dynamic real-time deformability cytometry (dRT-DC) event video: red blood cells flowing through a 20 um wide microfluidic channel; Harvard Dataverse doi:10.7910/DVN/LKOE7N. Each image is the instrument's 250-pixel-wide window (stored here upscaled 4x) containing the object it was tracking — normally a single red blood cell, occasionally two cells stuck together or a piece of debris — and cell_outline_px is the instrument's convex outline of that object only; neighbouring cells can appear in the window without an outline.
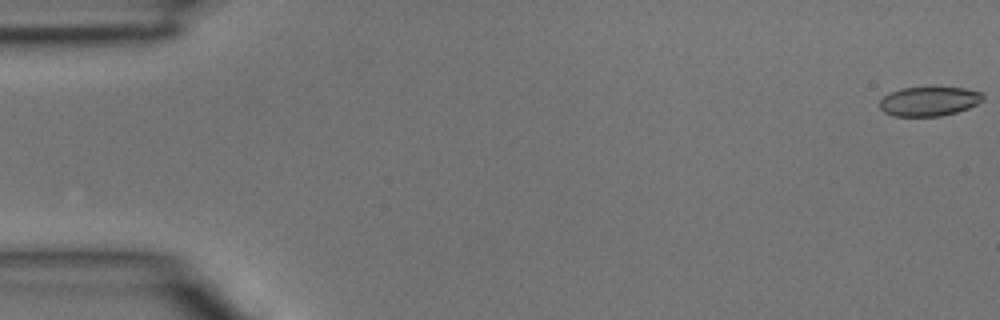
{"species": "common noctule bat (a hibernating species)", "species_latin": "Nyctalus noctula", "temperature_condition": "room temperature", "stored_images_in_passage": 46, "camera_frame_rate_fps": 3000, "um_per_image_px": 0.085, "animal": {"sex": "male", "body_mass_g": 15.6}, "frame": {"image": 1, "passage_image": 1, "time_ms": 0.0, "image_size_px": [1000, 320], "cell_outline_px": [[984, 100], [968, 108], [956, 112], [940, 116], [892, 116], [884, 112], [880, 108], [880, 100], [884, 96], [900, 88], [964, 88], [980, 92], [984, 96]], "centroid_in_image_um": [78.96, 8.62], "position_along_channel_um": 6.0, "area_um2": 17.46}}
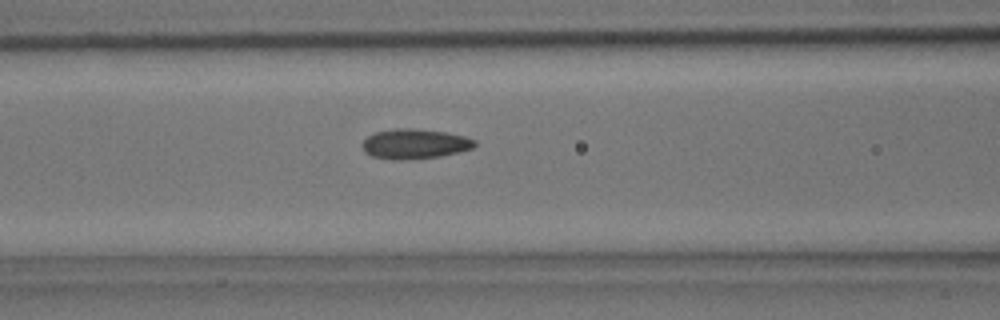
{"frame": {"image": 2, "passage_image": 19, "time_ms": 6.0, "image_size_px": [1000, 320], "cell_outline_px": [[476, 144], [472, 148], [440, 156], [408, 160], [392, 160], [372, 156], [364, 152], [360, 144], [368, 136], [376, 132], [396, 128], [412, 128], [444, 132], [464, 136], [476, 140]], "centroid_in_image_um": [35.2, 12.23], "position_along_channel_um": 131.4, "area_um2": 19.59}}
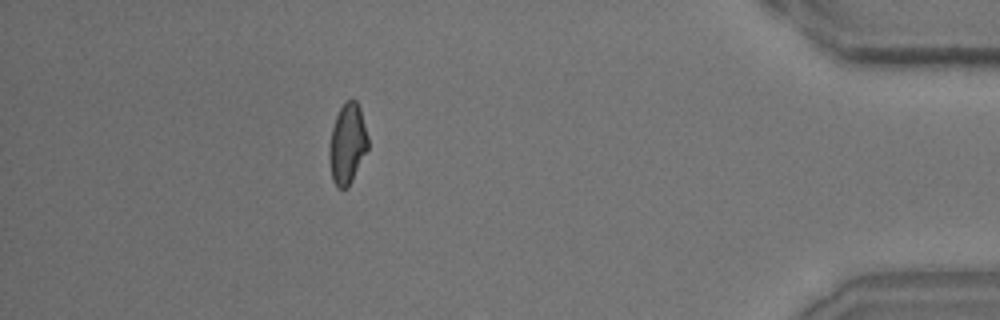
{"frame": {"image": 3, "passage_image": 41, "time_ms": 13.333, "image_size_px": [1000, 320], "cell_outline_px": [[368, 148], [348, 188], [336, 188], [332, 180], [328, 160], [328, 148], [332, 128], [336, 116], [344, 100], [356, 100], [360, 108], [368, 136]], "centroid_in_image_um": [29.5, 12.24], "position_along_channel_um": 405.7, "area_um2": 18.32}}